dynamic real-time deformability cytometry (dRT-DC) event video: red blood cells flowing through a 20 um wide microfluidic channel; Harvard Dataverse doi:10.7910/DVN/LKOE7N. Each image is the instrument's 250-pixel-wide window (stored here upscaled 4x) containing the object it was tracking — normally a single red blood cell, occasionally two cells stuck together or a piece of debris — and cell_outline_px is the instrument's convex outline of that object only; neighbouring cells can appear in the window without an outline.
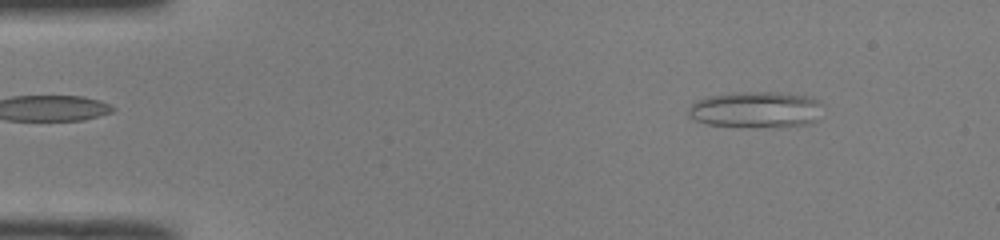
{"species": "common noctule bat (a hibernating species)", "species_latin": "Nyctalus noctula", "temperature_condition": "room temperature", "stored_images_in_passage": 49, "camera_frame_rate_fps": 3000, "um_per_image_px": 0.085, "animal": {"sex": "male", "body_mass_g": 19.0, "forearm_length_mm": 50.8}, "frame": {"image": 1, "passage_image": 5, "time_ms": 1.333, "image_size_px": [1000, 240], "cell_outline_px": [[824, 104], [816, 120], [812, 124], [708, 124], [696, 120], [688, 116], [688, 108], [696, 100], [708, 96], [732, 92], [776, 92], [812, 96], [820, 100]], "centroid_in_image_um": [64.28, 9.24], "position_along_channel_um": 20.7, "area_um2": 27.46}}
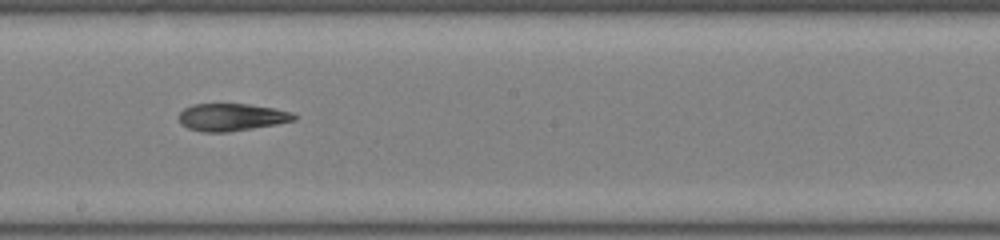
{"frame": {"image": 2, "passage_image": 27, "time_ms": 8.667, "image_size_px": [1000, 240], "cell_outline_px": [[296, 120], [276, 124], [228, 132], [204, 132], [188, 128], [180, 124], [180, 112], [184, 108], [192, 104], [248, 104], [272, 108], [292, 112], [296, 116]], "centroid_in_image_um": [19.67, 9.96], "position_along_channel_um": 228.5, "area_um2": 18.26}}
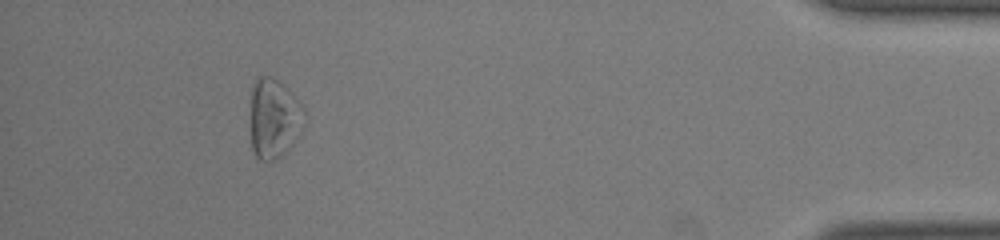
{"frame": {"image": 3, "passage_image": 45, "time_ms": 14.667, "image_size_px": [1000, 240], "cell_outline_px": [[304, 128], [296, 140], [284, 152], [272, 160], [260, 160], [256, 156], [252, 148], [252, 84], [260, 76], [272, 76], [292, 92], [304, 108]], "centroid_in_image_um": [23.32, 10.04], "position_along_channel_um": 411.9, "area_um2": 24.74}, "authors_computed_cell_mechanics": {"area_um2": 21.386, "velocity_mm_per_s": 4.0247, "shape_relaxation_time_tau1_ms": null, "shape_relaxation_time_tau2_ms": 7.0467, "deformation_change_tau1": null, "deformation_change_tau2": 0.1882}}